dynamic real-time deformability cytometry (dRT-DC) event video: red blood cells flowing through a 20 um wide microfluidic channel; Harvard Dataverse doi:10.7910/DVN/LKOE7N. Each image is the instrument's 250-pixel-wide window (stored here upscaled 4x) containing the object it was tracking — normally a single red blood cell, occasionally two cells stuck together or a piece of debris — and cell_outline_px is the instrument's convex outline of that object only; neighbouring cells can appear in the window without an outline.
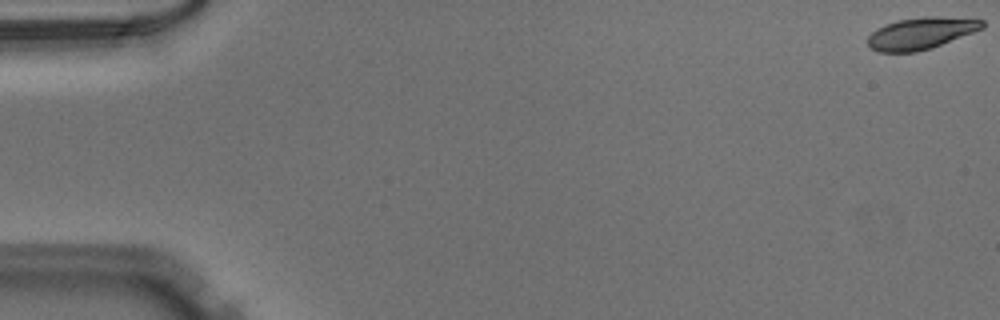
{"species": "Egyptian fruit bat (a non-hibernating species)", "species_latin": "Rousettus aegyptiacus", "temperature_condition": "warm", "stored_images_in_passage": 10, "camera_frame_rate_fps": 3000, "um_per_image_px": 0.085, "animal": {"sex": "male"}, "frame": {"image": 1, "passage_image": 1, "time_ms": 0.0, "image_size_px": [1000, 320], "cell_outline_px": [[984, 28], [932, 48], [916, 52], [880, 52], [872, 48], [868, 44], [868, 36], [876, 28], [884, 24], [900, 20], [924, 16], [940, 16], [984, 20]], "centroid_in_image_um": [78.29, 2.82], "position_along_channel_um": 6.7, "area_um2": 21.21}}